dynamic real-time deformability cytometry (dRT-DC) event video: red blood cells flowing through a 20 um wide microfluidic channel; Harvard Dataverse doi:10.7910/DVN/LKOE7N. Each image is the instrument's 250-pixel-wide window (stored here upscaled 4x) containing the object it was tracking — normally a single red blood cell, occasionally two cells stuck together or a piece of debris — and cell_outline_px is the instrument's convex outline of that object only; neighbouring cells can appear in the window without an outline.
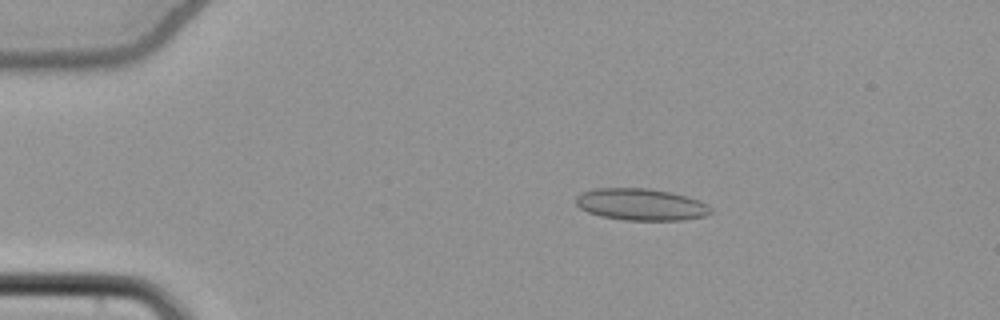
{"species": "common noctule bat (a hibernating species)", "species_latin": "Nyctalus noctula", "temperature_condition": "cold", "stored_images_in_passage": 54, "camera_frame_rate_fps": 3000, "um_per_image_px": 0.085, "animal": {"sex": "female", "body_mass_g": 22.7, "forearm_length_mm": 54.2}, "frame": {"image": 1, "passage_image": 11, "time_ms": 3.333, "image_size_px": [1000, 320], "cell_outline_px": [[712, 212], [704, 216], [680, 220], [624, 220], [600, 216], [588, 212], [580, 208], [576, 204], [576, 196], [580, 192], [596, 188], [648, 188], [668, 192], [700, 200], [708, 204], [712, 208]], "centroid_in_image_um": [54.46, 17.38], "position_along_channel_um": 30.5, "area_um2": 25.03}}
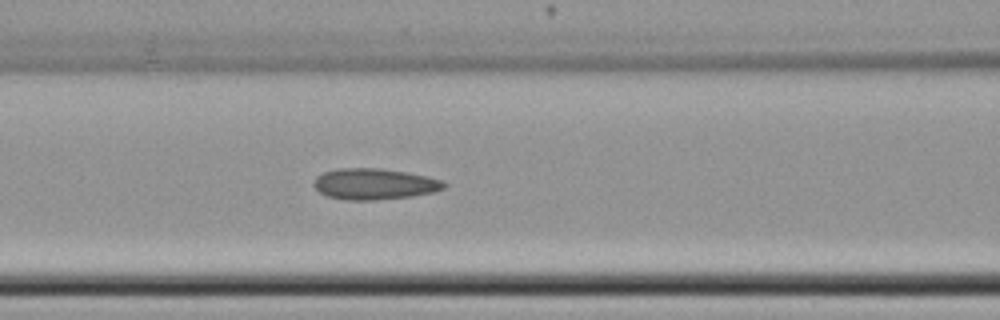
{"frame": {"image": 2, "passage_image": 24, "time_ms": 7.667, "image_size_px": [1000, 320], "cell_outline_px": [[448, 184], [444, 188], [432, 192], [412, 196], [376, 200], [344, 200], [328, 196], [320, 192], [312, 184], [316, 176], [324, 172], [336, 168], [380, 168], [408, 172], [428, 176], [444, 180]], "centroid_in_image_um": [31.83, 15.63], "position_along_channel_um": 134.8, "area_um2": 23.81}}
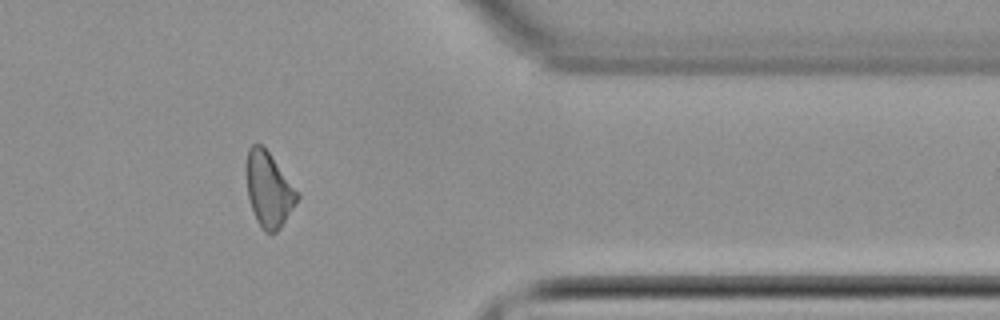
{"frame": {"image": 3, "passage_image": 45, "time_ms": 14.667, "image_size_px": [1000, 320], "cell_outline_px": [[300, 196], [280, 228], [276, 232], [264, 232], [256, 220], [248, 196], [244, 168], [248, 148], [252, 144], [260, 144], [268, 152]], "centroid_in_image_um": [22.79, 16.1], "position_along_channel_um": 388.6, "area_um2": 21.85}, "authors_computed_cell_mechanics": {"area_um2": 23.0911, "velocity_mm_per_s": 3.8561, "shape_relaxation_time_tau1_ms": null, "shape_relaxation_time_tau2_ms": 2.7821, "deformation_change_tau1": null, "deformation_change_tau2": 0.1131}}